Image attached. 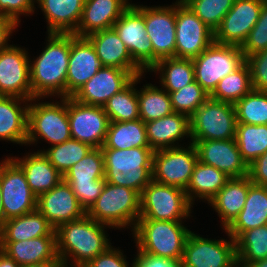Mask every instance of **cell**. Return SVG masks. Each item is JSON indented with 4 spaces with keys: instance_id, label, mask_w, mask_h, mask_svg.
I'll return each mask as SVG.
<instances>
[{
    "instance_id": "obj_18",
    "label": "cell",
    "mask_w": 267,
    "mask_h": 267,
    "mask_svg": "<svg viewBox=\"0 0 267 267\" xmlns=\"http://www.w3.org/2000/svg\"><path fill=\"white\" fill-rule=\"evenodd\" d=\"M27 53L25 48L11 44L0 51V96L32 99Z\"/></svg>"
},
{
    "instance_id": "obj_36",
    "label": "cell",
    "mask_w": 267,
    "mask_h": 267,
    "mask_svg": "<svg viewBox=\"0 0 267 267\" xmlns=\"http://www.w3.org/2000/svg\"><path fill=\"white\" fill-rule=\"evenodd\" d=\"M150 147L145 123L139 118L133 121L110 122L101 148L129 149Z\"/></svg>"
},
{
    "instance_id": "obj_8",
    "label": "cell",
    "mask_w": 267,
    "mask_h": 267,
    "mask_svg": "<svg viewBox=\"0 0 267 267\" xmlns=\"http://www.w3.org/2000/svg\"><path fill=\"white\" fill-rule=\"evenodd\" d=\"M192 61L195 81L210 95L218 82L238 69L246 59L240 46L213 42Z\"/></svg>"
},
{
    "instance_id": "obj_3",
    "label": "cell",
    "mask_w": 267,
    "mask_h": 267,
    "mask_svg": "<svg viewBox=\"0 0 267 267\" xmlns=\"http://www.w3.org/2000/svg\"><path fill=\"white\" fill-rule=\"evenodd\" d=\"M101 150L105 181L131 188L141 195L143 189L152 181L154 150L151 147L101 148Z\"/></svg>"
},
{
    "instance_id": "obj_46",
    "label": "cell",
    "mask_w": 267,
    "mask_h": 267,
    "mask_svg": "<svg viewBox=\"0 0 267 267\" xmlns=\"http://www.w3.org/2000/svg\"><path fill=\"white\" fill-rule=\"evenodd\" d=\"M245 59L255 53L267 50V0L263 3L259 19L240 46Z\"/></svg>"
},
{
    "instance_id": "obj_33",
    "label": "cell",
    "mask_w": 267,
    "mask_h": 267,
    "mask_svg": "<svg viewBox=\"0 0 267 267\" xmlns=\"http://www.w3.org/2000/svg\"><path fill=\"white\" fill-rule=\"evenodd\" d=\"M41 236H56L55 228L37 209L8 219L0 231V241H23Z\"/></svg>"
},
{
    "instance_id": "obj_45",
    "label": "cell",
    "mask_w": 267,
    "mask_h": 267,
    "mask_svg": "<svg viewBox=\"0 0 267 267\" xmlns=\"http://www.w3.org/2000/svg\"><path fill=\"white\" fill-rule=\"evenodd\" d=\"M213 31L232 8L234 0H182Z\"/></svg>"
},
{
    "instance_id": "obj_44",
    "label": "cell",
    "mask_w": 267,
    "mask_h": 267,
    "mask_svg": "<svg viewBox=\"0 0 267 267\" xmlns=\"http://www.w3.org/2000/svg\"><path fill=\"white\" fill-rule=\"evenodd\" d=\"M168 93L174 112L187 115L189 118L210 97L196 81Z\"/></svg>"
},
{
    "instance_id": "obj_27",
    "label": "cell",
    "mask_w": 267,
    "mask_h": 267,
    "mask_svg": "<svg viewBox=\"0 0 267 267\" xmlns=\"http://www.w3.org/2000/svg\"><path fill=\"white\" fill-rule=\"evenodd\" d=\"M0 247L20 266L59 261L56 236H41L23 241H0Z\"/></svg>"
},
{
    "instance_id": "obj_32",
    "label": "cell",
    "mask_w": 267,
    "mask_h": 267,
    "mask_svg": "<svg viewBox=\"0 0 267 267\" xmlns=\"http://www.w3.org/2000/svg\"><path fill=\"white\" fill-rule=\"evenodd\" d=\"M48 23V33L73 34L80 23L85 0H36Z\"/></svg>"
},
{
    "instance_id": "obj_22",
    "label": "cell",
    "mask_w": 267,
    "mask_h": 267,
    "mask_svg": "<svg viewBox=\"0 0 267 267\" xmlns=\"http://www.w3.org/2000/svg\"><path fill=\"white\" fill-rule=\"evenodd\" d=\"M36 209L55 229L65 222L75 221L86 215L70 185L64 180L37 197Z\"/></svg>"
},
{
    "instance_id": "obj_39",
    "label": "cell",
    "mask_w": 267,
    "mask_h": 267,
    "mask_svg": "<svg viewBox=\"0 0 267 267\" xmlns=\"http://www.w3.org/2000/svg\"><path fill=\"white\" fill-rule=\"evenodd\" d=\"M235 141L243 160L249 166L267 151V125L237 123Z\"/></svg>"
},
{
    "instance_id": "obj_13",
    "label": "cell",
    "mask_w": 267,
    "mask_h": 267,
    "mask_svg": "<svg viewBox=\"0 0 267 267\" xmlns=\"http://www.w3.org/2000/svg\"><path fill=\"white\" fill-rule=\"evenodd\" d=\"M208 239L190 232L181 259L182 267H232L236 262L235 240Z\"/></svg>"
},
{
    "instance_id": "obj_15",
    "label": "cell",
    "mask_w": 267,
    "mask_h": 267,
    "mask_svg": "<svg viewBox=\"0 0 267 267\" xmlns=\"http://www.w3.org/2000/svg\"><path fill=\"white\" fill-rule=\"evenodd\" d=\"M214 42V32L182 0L176 1V57L194 59Z\"/></svg>"
},
{
    "instance_id": "obj_31",
    "label": "cell",
    "mask_w": 267,
    "mask_h": 267,
    "mask_svg": "<svg viewBox=\"0 0 267 267\" xmlns=\"http://www.w3.org/2000/svg\"><path fill=\"white\" fill-rule=\"evenodd\" d=\"M11 158L21 167L30 189L37 197L50 191L63 180V175L39 150L28 153L23 158Z\"/></svg>"
},
{
    "instance_id": "obj_57",
    "label": "cell",
    "mask_w": 267,
    "mask_h": 267,
    "mask_svg": "<svg viewBox=\"0 0 267 267\" xmlns=\"http://www.w3.org/2000/svg\"><path fill=\"white\" fill-rule=\"evenodd\" d=\"M232 267H247V266L240 264L239 262H236Z\"/></svg>"
},
{
    "instance_id": "obj_43",
    "label": "cell",
    "mask_w": 267,
    "mask_h": 267,
    "mask_svg": "<svg viewBox=\"0 0 267 267\" xmlns=\"http://www.w3.org/2000/svg\"><path fill=\"white\" fill-rule=\"evenodd\" d=\"M234 108L237 123L267 125V91L252 89Z\"/></svg>"
},
{
    "instance_id": "obj_20",
    "label": "cell",
    "mask_w": 267,
    "mask_h": 267,
    "mask_svg": "<svg viewBox=\"0 0 267 267\" xmlns=\"http://www.w3.org/2000/svg\"><path fill=\"white\" fill-rule=\"evenodd\" d=\"M198 161L213 166L230 178L248 176V165L243 160L235 139L191 140Z\"/></svg>"
},
{
    "instance_id": "obj_9",
    "label": "cell",
    "mask_w": 267,
    "mask_h": 267,
    "mask_svg": "<svg viewBox=\"0 0 267 267\" xmlns=\"http://www.w3.org/2000/svg\"><path fill=\"white\" fill-rule=\"evenodd\" d=\"M234 104L208 98L190 117V140L235 139Z\"/></svg>"
},
{
    "instance_id": "obj_48",
    "label": "cell",
    "mask_w": 267,
    "mask_h": 267,
    "mask_svg": "<svg viewBox=\"0 0 267 267\" xmlns=\"http://www.w3.org/2000/svg\"><path fill=\"white\" fill-rule=\"evenodd\" d=\"M35 2V0H0V14L12 19L18 25L21 22L20 15L34 13Z\"/></svg>"
},
{
    "instance_id": "obj_28",
    "label": "cell",
    "mask_w": 267,
    "mask_h": 267,
    "mask_svg": "<svg viewBox=\"0 0 267 267\" xmlns=\"http://www.w3.org/2000/svg\"><path fill=\"white\" fill-rule=\"evenodd\" d=\"M267 225V186L252 184L244 207L225 229L236 240L244 231Z\"/></svg>"
},
{
    "instance_id": "obj_55",
    "label": "cell",
    "mask_w": 267,
    "mask_h": 267,
    "mask_svg": "<svg viewBox=\"0 0 267 267\" xmlns=\"http://www.w3.org/2000/svg\"><path fill=\"white\" fill-rule=\"evenodd\" d=\"M247 267H267V258L249 263Z\"/></svg>"
},
{
    "instance_id": "obj_49",
    "label": "cell",
    "mask_w": 267,
    "mask_h": 267,
    "mask_svg": "<svg viewBox=\"0 0 267 267\" xmlns=\"http://www.w3.org/2000/svg\"><path fill=\"white\" fill-rule=\"evenodd\" d=\"M121 251L119 248L110 246L83 267H129L126 256ZM131 265L133 267L134 263L132 262Z\"/></svg>"
},
{
    "instance_id": "obj_29",
    "label": "cell",
    "mask_w": 267,
    "mask_h": 267,
    "mask_svg": "<svg viewBox=\"0 0 267 267\" xmlns=\"http://www.w3.org/2000/svg\"><path fill=\"white\" fill-rule=\"evenodd\" d=\"M28 102L19 97L0 96V140L26 145Z\"/></svg>"
},
{
    "instance_id": "obj_51",
    "label": "cell",
    "mask_w": 267,
    "mask_h": 267,
    "mask_svg": "<svg viewBox=\"0 0 267 267\" xmlns=\"http://www.w3.org/2000/svg\"><path fill=\"white\" fill-rule=\"evenodd\" d=\"M248 177L259 186H267V151L248 166Z\"/></svg>"
},
{
    "instance_id": "obj_11",
    "label": "cell",
    "mask_w": 267,
    "mask_h": 267,
    "mask_svg": "<svg viewBox=\"0 0 267 267\" xmlns=\"http://www.w3.org/2000/svg\"><path fill=\"white\" fill-rule=\"evenodd\" d=\"M1 162L0 188L5 220L35 211L37 196L30 189L21 167L11 157Z\"/></svg>"
},
{
    "instance_id": "obj_2",
    "label": "cell",
    "mask_w": 267,
    "mask_h": 267,
    "mask_svg": "<svg viewBox=\"0 0 267 267\" xmlns=\"http://www.w3.org/2000/svg\"><path fill=\"white\" fill-rule=\"evenodd\" d=\"M46 47L30 60L33 98L66 97V79L71 47V33H48Z\"/></svg>"
},
{
    "instance_id": "obj_5",
    "label": "cell",
    "mask_w": 267,
    "mask_h": 267,
    "mask_svg": "<svg viewBox=\"0 0 267 267\" xmlns=\"http://www.w3.org/2000/svg\"><path fill=\"white\" fill-rule=\"evenodd\" d=\"M86 214L112 229L130 226L133 231L140 217V194L131 188L106 182L102 193Z\"/></svg>"
},
{
    "instance_id": "obj_52",
    "label": "cell",
    "mask_w": 267,
    "mask_h": 267,
    "mask_svg": "<svg viewBox=\"0 0 267 267\" xmlns=\"http://www.w3.org/2000/svg\"><path fill=\"white\" fill-rule=\"evenodd\" d=\"M18 26L12 19L0 14V51L10 45L9 38Z\"/></svg>"
},
{
    "instance_id": "obj_7",
    "label": "cell",
    "mask_w": 267,
    "mask_h": 267,
    "mask_svg": "<svg viewBox=\"0 0 267 267\" xmlns=\"http://www.w3.org/2000/svg\"><path fill=\"white\" fill-rule=\"evenodd\" d=\"M193 205L184 189L151 181L140 195L139 219L182 221Z\"/></svg>"
},
{
    "instance_id": "obj_42",
    "label": "cell",
    "mask_w": 267,
    "mask_h": 267,
    "mask_svg": "<svg viewBox=\"0 0 267 267\" xmlns=\"http://www.w3.org/2000/svg\"><path fill=\"white\" fill-rule=\"evenodd\" d=\"M91 149L90 145L71 138L39 152H42L50 163L64 175L70 167L78 163Z\"/></svg>"
},
{
    "instance_id": "obj_17",
    "label": "cell",
    "mask_w": 267,
    "mask_h": 267,
    "mask_svg": "<svg viewBox=\"0 0 267 267\" xmlns=\"http://www.w3.org/2000/svg\"><path fill=\"white\" fill-rule=\"evenodd\" d=\"M170 6L142 5L147 36L153 47V65L164 58L176 57V2Z\"/></svg>"
},
{
    "instance_id": "obj_24",
    "label": "cell",
    "mask_w": 267,
    "mask_h": 267,
    "mask_svg": "<svg viewBox=\"0 0 267 267\" xmlns=\"http://www.w3.org/2000/svg\"><path fill=\"white\" fill-rule=\"evenodd\" d=\"M94 46L102 66L129 71L134 77L144 70L132 59L127 47L113 28L94 32L86 37Z\"/></svg>"
},
{
    "instance_id": "obj_6",
    "label": "cell",
    "mask_w": 267,
    "mask_h": 267,
    "mask_svg": "<svg viewBox=\"0 0 267 267\" xmlns=\"http://www.w3.org/2000/svg\"><path fill=\"white\" fill-rule=\"evenodd\" d=\"M36 99L41 98H33L29 103L26 144L37 143L41 138L54 146L71 139L67 97H60V103H36Z\"/></svg>"
},
{
    "instance_id": "obj_14",
    "label": "cell",
    "mask_w": 267,
    "mask_h": 267,
    "mask_svg": "<svg viewBox=\"0 0 267 267\" xmlns=\"http://www.w3.org/2000/svg\"><path fill=\"white\" fill-rule=\"evenodd\" d=\"M112 28L127 47L132 59L146 72L153 66V47L147 36L142 6L130 4Z\"/></svg>"
},
{
    "instance_id": "obj_19",
    "label": "cell",
    "mask_w": 267,
    "mask_h": 267,
    "mask_svg": "<svg viewBox=\"0 0 267 267\" xmlns=\"http://www.w3.org/2000/svg\"><path fill=\"white\" fill-rule=\"evenodd\" d=\"M266 0H234L232 8L223 17L214 32V42L241 46L259 19Z\"/></svg>"
},
{
    "instance_id": "obj_25",
    "label": "cell",
    "mask_w": 267,
    "mask_h": 267,
    "mask_svg": "<svg viewBox=\"0 0 267 267\" xmlns=\"http://www.w3.org/2000/svg\"><path fill=\"white\" fill-rule=\"evenodd\" d=\"M129 0H85L82 17L77 30L78 37L112 28L123 11L130 5Z\"/></svg>"
},
{
    "instance_id": "obj_34",
    "label": "cell",
    "mask_w": 267,
    "mask_h": 267,
    "mask_svg": "<svg viewBox=\"0 0 267 267\" xmlns=\"http://www.w3.org/2000/svg\"><path fill=\"white\" fill-rule=\"evenodd\" d=\"M229 179L224 172L198 161L185 190L188 200L192 205L197 198L209 202Z\"/></svg>"
},
{
    "instance_id": "obj_12",
    "label": "cell",
    "mask_w": 267,
    "mask_h": 267,
    "mask_svg": "<svg viewBox=\"0 0 267 267\" xmlns=\"http://www.w3.org/2000/svg\"><path fill=\"white\" fill-rule=\"evenodd\" d=\"M156 150L153 153L152 180L187 189L194 167L198 162L197 151L193 143Z\"/></svg>"
},
{
    "instance_id": "obj_54",
    "label": "cell",
    "mask_w": 267,
    "mask_h": 267,
    "mask_svg": "<svg viewBox=\"0 0 267 267\" xmlns=\"http://www.w3.org/2000/svg\"><path fill=\"white\" fill-rule=\"evenodd\" d=\"M21 267H62L60 261H47L31 265H24Z\"/></svg>"
},
{
    "instance_id": "obj_4",
    "label": "cell",
    "mask_w": 267,
    "mask_h": 267,
    "mask_svg": "<svg viewBox=\"0 0 267 267\" xmlns=\"http://www.w3.org/2000/svg\"><path fill=\"white\" fill-rule=\"evenodd\" d=\"M182 222L138 219L132 233L138 250L181 262L184 245L191 232Z\"/></svg>"
},
{
    "instance_id": "obj_53",
    "label": "cell",
    "mask_w": 267,
    "mask_h": 267,
    "mask_svg": "<svg viewBox=\"0 0 267 267\" xmlns=\"http://www.w3.org/2000/svg\"><path fill=\"white\" fill-rule=\"evenodd\" d=\"M0 267H21L13 259L9 258L4 252L0 253Z\"/></svg>"
},
{
    "instance_id": "obj_10",
    "label": "cell",
    "mask_w": 267,
    "mask_h": 267,
    "mask_svg": "<svg viewBox=\"0 0 267 267\" xmlns=\"http://www.w3.org/2000/svg\"><path fill=\"white\" fill-rule=\"evenodd\" d=\"M80 206L87 213L105 186L104 158L101 148H92L63 175Z\"/></svg>"
},
{
    "instance_id": "obj_40",
    "label": "cell",
    "mask_w": 267,
    "mask_h": 267,
    "mask_svg": "<svg viewBox=\"0 0 267 267\" xmlns=\"http://www.w3.org/2000/svg\"><path fill=\"white\" fill-rule=\"evenodd\" d=\"M137 90L140 119L146 123L174 112L169 93L157 86L146 84Z\"/></svg>"
},
{
    "instance_id": "obj_47",
    "label": "cell",
    "mask_w": 267,
    "mask_h": 267,
    "mask_svg": "<svg viewBox=\"0 0 267 267\" xmlns=\"http://www.w3.org/2000/svg\"><path fill=\"white\" fill-rule=\"evenodd\" d=\"M246 62L250 68L253 89L267 91V50L248 56Z\"/></svg>"
},
{
    "instance_id": "obj_16",
    "label": "cell",
    "mask_w": 267,
    "mask_h": 267,
    "mask_svg": "<svg viewBox=\"0 0 267 267\" xmlns=\"http://www.w3.org/2000/svg\"><path fill=\"white\" fill-rule=\"evenodd\" d=\"M67 113L71 138L101 148L109 126V118L102 106L86 105L67 97Z\"/></svg>"
},
{
    "instance_id": "obj_30",
    "label": "cell",
    "mask_w": 267,
    "mask_h": 267,
    "mask_svg": "<svg viewBox=\"0 0 267 267\" xmlns=\"http://www.w3.org/2000/svg\"><path fill=\"white\" fill-rule=\"evenodd\" d=\"M253 183L248 176L230 178L218 193L208 202L218 213L223 230H225L240 213Z\"/></svg>"
},
{
    "instance_id": "obj_26",
    "label": "cell",
    "mask_w": 267,
    "mask_h": 267,
    "mask_svg": "<svg viewBox=\"0 0 267 267\" xmlns=\"http://www.w3.org/2000/svg\"><path fill=\"white\" fill-rule=\"evenodd\" d=\"M145 128L149 146L154 151L179 147L178 142L182 141L184 136L191 137L190 118L177 112L146 122Z\"/></svg>"
},
{
    "instance_id": "obj_1",
    "label": "cell",
    "mask_w": 267,
    "mask_h": 267,
    "mask_svg": "<svg viewBox=\"0 0 267 267\" xmlns=\"http://www.w3.org/2000/svg\"><path fill=\"white\" fill-rule=\"evenodd\" d=\"M106 227L111 226L97 222L87 214L81 219L59 225L55 232L61 266L83 267L110 247L112 243L106 235ZM70 260L72 265L69 264Z\"/></svg>"
},
{
    "instance_id": "obj_38",
    "label": "cell",
    "mask_w": 267,
    "mask_h": 267,
    "mask_svg": "<svg viewBox=\"0 0 267 267\" xmlns=\"http://www.w3.org/2000/svg\"><path fill=\"white\" fill-rule=\"evenodd\" d=\"M252 89L251 72L245 61L238 69L218 82L217 87L210 94V98L235 104Z\"/></svg>"
},
{
    "instance_id": "obj_23",
    "label": "cell",
    "mask_w": 267,
    "mask_h": 267,
    "mask_svg": "<svg viewBox=\"0 0 267 267\" xmlns=\"http://www.w3.org/2000/svg\"><path fill=\"white\" fill-rule=\"evenodd\" d=\"M102 67L94 46L86 37L71 34L66 97H72Z\"/></svg>"
},
{
    "instance_id": "obj_50",
    "label": "cell",
    "mask_w": 267,
    "mask_h": 267,
    "mask_svg": "<svg viewBox=\"0 0 267 267\" xmlns=\"http://www.w3.org/2000/svg\"><path fill=\"white\" fill-rule=\"evenodd\" d=\"M133 267H177L181 262L169 258L154 256L137 250Z\"/></svg>"
},
{
    "instance_id": "obj_56",
    "label": "cell",
    "mask_w": 267,
    "mask_h": 267,
    "mask_svg": "<svg viewBox=\"0 0 267 267\" xmlns=\"http://www.w3.org/2000/svg\"><path fill=\"white\" fill-rule=\"evenodd\" d=\"M2 195H1V188H0V231L2 230L3 226H4V222L5 217H4V213H3V207H2Z\"/></svg>"
},
{
    "instance_id": "obj_37",
    "label": "cell",
    "mask_w": 267,
    "mask_h": 267,
    "mask_svg": "<svg viewBox=\"0 0 267 267\" xmlns=\"http://www.w3.org/2000/svg\"><path fill=\"white\" fill-rule=\"evenodd\" d=\"M142 76L135 77L124 89L114 94L104 104L103 109L110 122L133 121L140 118L135 86L138 81L140 82Z\"/></svg>"
},
{
    "instance_id": "obj_35",
    "label": "cell",
    "mask_w": 267,
    "mask_h": 267,
    "mask_svg": "<svg viewBox=\"0 0 267 267\" xmlns=\"http://www.w3.org/2000/svg\"><path fill=\"white\" fill-rule=\"evenodd\" d=\"M160 72V84L167 92L177 91L195 81L192 59L164 58L159 60L147 72Z\"/></svg>"
},
{
    "instance_id": "obj_21",
    "label": "cell",
    "mask_w": 267,
    "mask_h": 267,
    "mask_svg": "<svg viewBox=\"0 0 267 267\" xmlns=\"http://www.w3.org/2000/svg\"><path fill=\"white\" fill-rule=\"evenodd\" d=\"M134 78L127 70L102 66L72 98L82 104L103 107L108 99L124 89Z\"/></svg>"
},
{
    "instance_id": "obj_41",
    "label": "cell",
    "mask_w": 267,
    "mask_h": 267,
    "mask_svg": "<svg viewBox=\"0 0 267 267\" xmlns=\"http://www.w3.org/2000/svg\"><path fill=\"white\" fill-rule=\"evenodd\" d=\"M237 262L248 265L267 258V225L244 231L236 240Z\"/></svg>"
}]
</instances>
